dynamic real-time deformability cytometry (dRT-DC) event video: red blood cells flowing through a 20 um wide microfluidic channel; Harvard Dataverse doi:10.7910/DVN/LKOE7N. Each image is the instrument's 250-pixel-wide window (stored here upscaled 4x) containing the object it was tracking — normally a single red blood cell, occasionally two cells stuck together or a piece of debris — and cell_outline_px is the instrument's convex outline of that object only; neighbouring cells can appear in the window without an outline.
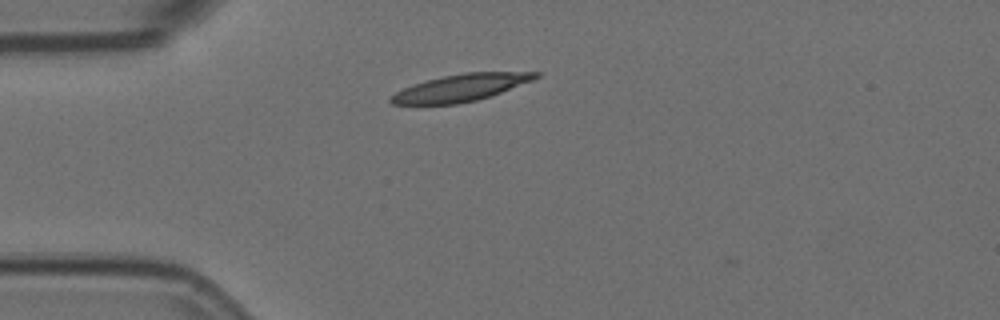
{"species": "Egyptian fruit bat (a non-hibernating species)", "species_latin": "Rousettus aegyptiacus", "temperature_condition": "room temperature", "stored_images_in_passage": 5, "camera_frame_rate_fps": 3000, "um_per_image_px": 0.085, "animal": {"sex": "female"}, "frame": {"image": 1, "passage_image": 2, "time_ms": 0.333, "image_size_px": [1000, 320], "cell_outline_px": [[540, 76], [532, 80], [500, 92], [476, 100], [456, 104], [392, 104], [388, 100], [396, 92], [412, 84], [444, 76], [464, 72], [540, 72]], "centroid_in_image_um": [39.14, 7.45], "position_along_channel_um": 45.9, "area_um2": 22.37}}
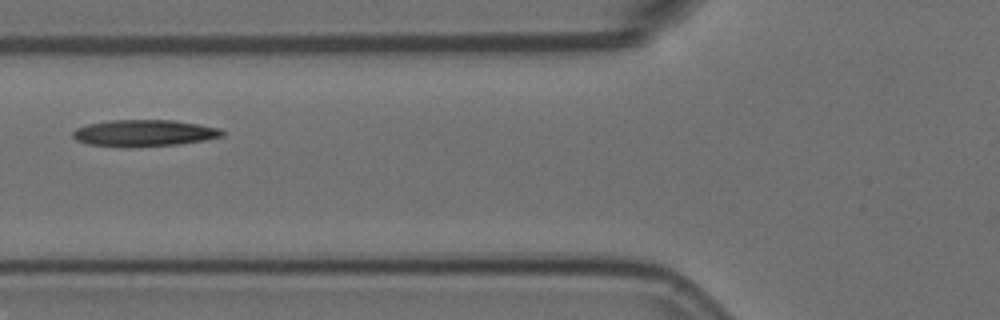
{"frame": {"image": 2, "passage_image": 4, "time_ms": 1.0, "image_size_px": [1000, 320], "cell_outline_px": [[224, 136], [204, 140], [176, 144], [140, 148], [120, 148], [88, 144], [76, 140], [72, 136], [72, 132], [76, 128], [88, 124], [108, 120], [172, 120], [200, 124], [220, 128], [224, 132]], "centroid_in_image_um": [12.22, 11.33], "position_along_channel_um": 113.6, "area_um2": 23.64}}
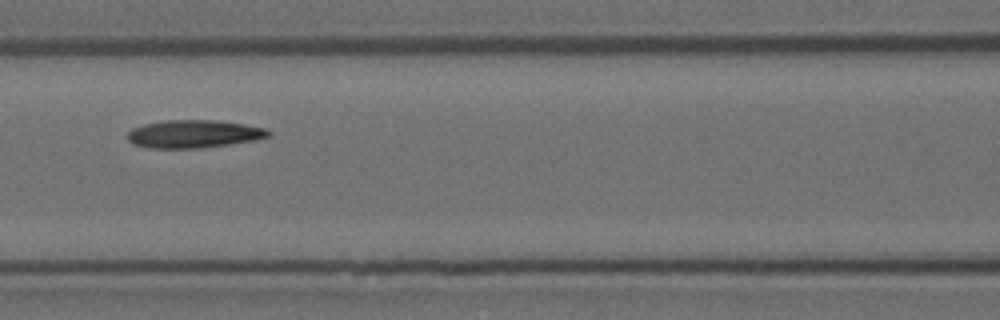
{"frame": {"image": 3, "passage_image": 5, "time_ms": 1.333, "image_size_px": [1000, 320], "cell_outline_px": [[272, 132], [268, 136], [256, 140], [200, 148], [148, 148], [132, 144], [128, 140], [128, 132], [132, 128], [144, 124], [164, 120], [216, 120], [244, 124], [264, 128]], "centroid_in_image_um": [16.44, 11.38], "position_along_channel_um": 150.2, "area_um2": 22.89}}